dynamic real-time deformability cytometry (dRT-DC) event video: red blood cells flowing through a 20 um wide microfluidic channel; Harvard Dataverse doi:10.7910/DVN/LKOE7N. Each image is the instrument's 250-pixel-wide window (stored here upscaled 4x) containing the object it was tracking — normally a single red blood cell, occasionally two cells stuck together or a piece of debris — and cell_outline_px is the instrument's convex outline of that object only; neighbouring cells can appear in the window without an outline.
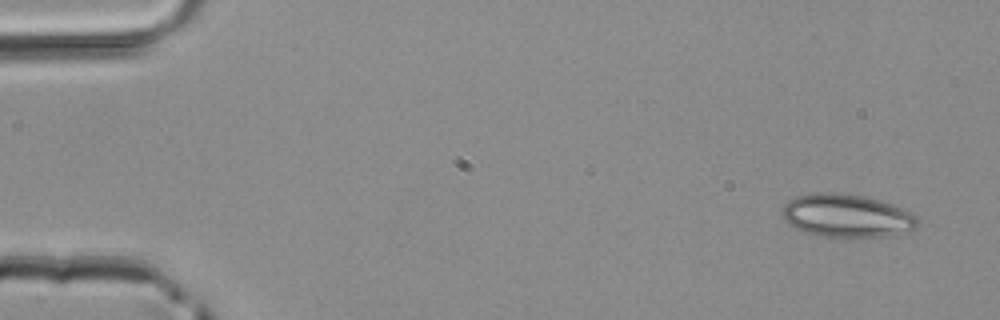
{"species": "common noctule bat (a hibernating species)", "species_latin": "Nyctalus noctula", "temperature_condition": "room temperature", "stored_images_in_passage": 3, "camera_frame_rate_fps": 3000, "um_per_image_px": 0.085, "animal": {"sex": "male", "body_mass_g": 20.4}, "frame": {"image": 1, "passage_image": 1, "time_ms": 0.0, "image_size_px": [1000, 320], "cell_outline_px": [[920, 224], [916, 228], [888, 236], [824, 236], [804, 232], [788, 224], [784, 220], [780, 212], [784, 204], [788, 200], [796, 196], [816, 192], [840, 192], [864, 196], [880, 200], [912, 212], [920, 220]], "centroid_in_image_um": [71.95, 18.31], "position_along_channel_um": 13.0, "area_um2": 34.16}}